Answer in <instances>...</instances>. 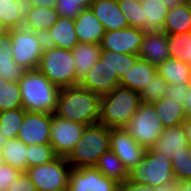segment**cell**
<instances>
[{"label":"cell","instance_id":"9c48e42d","mask_svg":"<svg viewBox=\"0 0 191 191\" xmlns=\"http://www.w3.org/2000/svg\"><path fill=\"white\" fill-rule=\"evenodd\" d=\"M72 166L66 157H57L50 163L26 169L37 191H67Z\"/></svg>","mask_w":191,"mask_h":191},{"label":"cell","instance_id":"7bdbcfd3","mask_svg":"<svg viewBox=\"0 0 191 191\" xmlns=\"http://www.w3.org/2000/svg\"><path fill=\"white\" fill-rule=\"evenodd\" d=\"M6 191H37L36 186L26 172H21Z\"/></svg>","mask_w":191,"mask_h":191},{"label":"cell","instance_id":"52a82bcc","mask_svg":"<svg viewBox=\"0 0 191 191\" xmlns=\"http://www.w3.org/2000/svg\"><path fill=\"white\" fill-rule=\"evenodd\" d=\"M11 37L13 59L25 70L37 69L46 47L44 35L25 27L8 30Z\"/></svg>","mask_w":191,"mask_h":191},{"label":"cell","instance_id":"9a60e30c","mask_svg":"<svg viewBox=\"0 0 191 191\" xmlns=\"http://www.w3.org/2000/svg\"><path fill=\"white\" fill-rule=\"evenodd\" d=\"M79 85L98 96H103L119 87L120 79L113 73L106 60L98 59Z\"/></svg>","mask_w":191,"mask_h":191},{"label":"cell","instance_id":"30bf717a","mask_svg":"<svg viewBox=\"0 0 191 191\" xmlns=\"http://www.w3.org/2000/svg\"><path fill=\"white\" fill-rule=\"evenodd\" d=\"M85 125L51 113L50 144L59 157H66L81 139Z\"/></svg>","mask_w":191,"mask_h":191},{"label":"cell","instance_id":"ab89813d","mask_svg":"<svg viewBox=\"0 0 191 191\" xmlns=\"http://www.w3.org/2000/svg\"><path fill=\"white\" fill-rule=\"evenodd\" d=\"M56 11L60 17L76 19L85 9L79 2L72 0H57Z\"/></svg>","mask_w":191,"mask_h":191},{"label":"cell","instance_id":"5bb4252c","mask_svg":"<svg viewBox=\"0 0 191 191\" xmlns=\"http://www.w3.org/2000/svg\"><path fill=\"white\" fill-rule=\"evenodd\" d=\"M51 113L26 112L17 139L27 146L50 143Z\"/></svg>","mask_w":191,"mask_h":191},{"label":"cell","instance_id":"f546056e","mask_svg":"<svg viewBox=\"0 0 191 191\" xmlns=\"http://www.w3.org/2000/svg\"><path fill=\"white\" fill-rule=\"evenodd\" d=\"M141 5L145 16L144 32H161L168 12L162 0H142Z\"/></svg>","mask_w":191,"mask_h":191},{"label":"cell","instance_id":"44dd1931","mask_svg":"<svg viewBox=\"0 0 191 191\" xmlns=\"http://www.w3.org/2000/svg\"><path fill=\"white\" fill-rule=\"evenodd\" d=\"M156 74V66L144 59L138 58L134 66L128 69L120 78V87L140 93Z\"/></svg>","mask_w":191,"mask_h":191},{"label":"cell","instance_id":"d4e9b609","mask_svg":"<svg viewBox=\"0 0 191 191\" xmlns=\"http://www.w3.org/2000/svg\"><path fill=\"white\" fill-rule=\"evenodd\" d=\"M153 105L158 119L165 128L181 125L186 120L183 105L180 102L164 96Z\"/></svg>","mask_w":191,"mask_h":191},{"label":"cell","instance_id":"ee69618b","mask_svg":"<svg viewBox=\"0 0 191 191\" xmlns=\"http://www.w3.org/2000/svg\"><path fill=\"white\" fill-rule=\"evenodd\" d=\"M118 191H155V188L147 184H138L127 180L119 184Z\"/></svg>","mask_w":191,"mask_h":191},{"label":"cell","instance_id":"603a6c76","mask_svg":"<svg viewBox=\"0 0 191 191\" xmlns=\"http://www.w3.org/2000/svg\"><path fill=\"white\" fill-rule=\"evenodd\" d=\"M76 70V86L100 59L101 47L96 43H78L72 50Z\"/></svg>","mask_w":191,"mask_h":191},{"label":"cell","instance_id":"7dc6e473","mask_svg":"<svg viewBox=\"0 0 191 191\" xmlns=\"http://www.w3.org/2000/svg\"><path fill=\"white\" fill-rule=\"evenodd\" d=\"M183 109L186 119H191V88L188 90Z\"/></svg>","mask_w":191,"mask_h":191},{"label":"cell","instance_id":"681fc988","mask_svg":"<svg viewBox=\"0 0 191 191\" xmlns=\"http://www.w3.org/2000/svg\"><path fill=\"white\" fill-rule=\"evenodd\" d=\"M188 143H191V119H186L183 123Z\"/></svg>","mask_w":191,"mask_h":191},{"label":"cell","instance_id":"2e32d148","mask_svg":"<svg viewBox=\"0 0 191 191\" xmlns=\"http://www.w3.org/2000/svg\"><path fill=\"white\" fill-rule=\"evenodd\" d=\"M138 56L156 67L170 58L167 34L164 31L145 32Z\"/></svg>","mask_w":191,"mask_h":191},{"label":"cell","instance_id":"8fae6325","mask_svg":"<svg viewBox=\"0 0 191 191\" xmlns=\"http://www.w3.org/2000/svg\"><path fill=\"white\" fill-rule=\"evenodd\" d=\"M110 150L130 171L143 159L146 148L140 145L125 128L109 129Z\"/></svg>","mask_w":191,"mask_h":191},{"label":"cell","instance_id":"3957f363","mask_svg":"<svg viewBox=\"0 0 191 191\" xmlns=\"http://www.w3.org/2000/svg\"><path fill=\"white\" fill-rule=\"evenodd\" d=\"M140 95L134 90L116 87L100 96L99 124L109 129L124 128L140 105Z\"/></svg>","mask_w":191,"mask_h":191},{"label":"cell","instance_id":"5b68a950","mask_svg":"<svg viewBox=\"0 0 191 191\" xmlns=\"http://www.w3.org/2000/svg\"><path fill=\"white\" fill-rule=\"evenodd\" d=\"M71 50L46 45L38 69L57 87L76 86V70Z\"/></svg>","mask_w":191,"mask_h":191},{"label":"cell","instance_id":"4316f807","mask_svg":"<svg viewBox=\"0 0 191 191\" xmlns=\"http://www.w3.org/2000/svg\"><path fill=\"white\" fill-rule=\"evenodd\" d=\"M24 0H0V23L8 31L22 27L25 19Z\"/></svg>","mask_w":191,"mask_h":191},{"label":"cell","instance_id":"680465c9","mask_svg":"<svg viewBox=\"0 0 191 191\" xmlns=\"http://www.w3.org/2000/svg\"><path fill=\"white\" fill-rule=\"evenodd\" d=\"M189 84H190V87H191V71H190V82H189Z\"/></svg>","mask_w":191,"mask_h":191},{"label":"cell","instance_id":"816d5d0a","mask_svg":"<svg viewBox=\"0 0 191 191\" xmlns=\"http://www.w3.org/2000/svg\"><path fill=\"white\" fill-rule=\"evenodd\" d=\"M79 2L85 9L89 8L94 0H72Z\"/></svg>","mask_w":191,"mask_h":191},{"label":"cell","instance_id":"4fadbf2b","mask_svg":"<svg viewBox=\"0 0 191 191\" xmlns=\"http://www.w3.org/2000/svg\"><path fill=\"white\" fill-rule=\"evenodd\" d=\"M141 29L127 27L124 29L105 31L100 47L122 54L138 55L144 36Z\"/></svg>","mask_w":191,"mask_h":191},{"label":"cell","instance_id":"7402d4cb","mask_svg":"<svg viewBox=\"0 0 191 191\" xmlns=\"http://www.w3.org/2000/svg\"><path fill=\"white\" fill-rule=\"evenodd\" d=\"M59 14L55 8L49 7H26L23 27L45 35L57 22Z\"/></svg>","mask_w":191,"mask_h":191},{"label":"cell","instance_id":"7a4b0ae2","mask_svg":"<svg viewBox=\"0 0 191 191\" xmlns=\"http://www.w3.org/2000/svg\"><path fill=\"white\" fill-rule=\"evenodd\" d=\"M18 84L22 107L26 112L55 113L60 88L55 86L38 68L25 70Z\"/></svg>","mask_w":191,"mask_h":191},{"label":"cell","instance_id":"60d3db41","mask_svg":"<svg viewBox=\"0 0 191 191\" xmlns=\"http://www.w3.org/2000/svg\"><path fill=\"white\" fill-rule=\"evenodd\" d=\"M20 173V170L13 168L8 164L0 166V191H6L17 179Z\"/></svg>","mask_w":191,"mask_h":191},{"label":"cell","instance_id":"6da1fadb","mask_svg":"<svg viewBox=\"0 0 191 191\" xmlns=\"http://www.w3.org/2000/svg\"><path fill=\"white\" fill-rule=\"evenodd\" d=\"M100 96L80 85L60 88L55 115L88 126L98 123Z\"/></svg>","mask_w":191,"mask_h":191},{"label":"cell","instance_id":"ffe728a7","mask_svg":"<svg viewBox=\"0 0 191 191\" xmlns=\"http://www.w3.org/2000/svg\"><path fill=\"white\" fill-rule=\"evenodd\" d=\"M75 33L80 43L100 44L105 30L92 10L86 8L75 19Z\"/></svg>","mask_w":191,"mask_h":191},{"label":"cell","instance_id":"8d00e7d4","mask_svg":"<svg viewBox=\"0 0 191 191\" xmlns=\"http://www.w3.org/2000/svg\"><path fill=\"white\" fill-rule=\"evenodd\" d=\"M119 7L125 15L129 27L144 31L145 16L141 1L139 0H118Z\"/></svg>","mask_w":191,"mask_h":191},{"label":"cell","instance_id":"277c9868","mask_svg":"<svg viewBox=\"0 0 191 191\" xmlns=\"http://www.w3.org/2000/svg\"><path fill=\"white\" fill-rule=\"evenodd\" d=\"M109 150V128L99 123L88 125L66 160L72 168L94 167L99 157Z\"/></svg>","mask_w":191,"mask_h":191},{"label":"cell","instance_id":"bcb514c9","mask_svg":"<svg viewBox=\"0 0 191 191\" xmlns=\"http://www.w3.org/2000/svg\"><path fill=\"white\" fill-rule=\"evenodd\" d=\"M155 191H178L177 180L166 182L155 188Z\"/></svg>","mask_w":191,"mask_h":191},{"label":"cell","instance_id":"e575fe53","mask_svg":"<svg viewBox=\"0 0 191 191\" xmlns=\"http://www.w3.org/2000/svg\"><path fill=\"white\" fill-rule=\"evenodd\" d=\"M15 108H23L19 84L0 77V112Z\"/></svg>","mask_w":191,"mask_h":191},{"label":"cell","instance_id":"484cf974","mask_svg":"<svg viewBox=\"0 0 191 191\" xmlns=\"http://www.w3.org/2000/svg\"><path fill=\"white\" fill-rule=\"evenodd\" d=\"M94 167L105 177L114 180L118 184L128 180L129 171L111 150L102 154Z\"/></svg>","mask_w":191,"mask_h":191},{"label":"cell","instance_id":"1f68e13d","mask_svg":"<svg viewBox=\"0 0 191 191\" xmlns=\"http://www.w3.org/2000/svg\"><path fill=\"white\" fill-rule=\"evenodd\" d=\"M167 42L170 58L191 62V31L167 34Z\"/></svg>","mask_w":191,"mask_h":191},{"label":"cell","instance_id":"f35d334b","mask_svg":"<svg viewBox=\"0 0 191 191\" xmlns=\"http://www.w3.org/2000/svg\"><path fill=\"white\" fill-rule=\"evenodd\" d=\"M172 171L176 180L191 179V157L188 153L173 154Z\"/></svg>","mask_w":191,"mask_h":191},{"label":"cell","instance_id":"d590c367","mask_svg":"<svg viewBox=\"0 0 191 191\" xmlns=\"http://www.w3.org/2000/svg\"><path fill=\"white\" fill-rule=\"evenodd\" d=\"M26 156L27 168L50 163L58 157L50 143L27 146Z\"/></svg>","mask_w":191,"mask_h":191},{"label":"cell","instance_id":"4dcf8cb0","mask_svg":"<svg viewBox=\"0 0 191 191\" xmlns=\"http://www.w3.org/2000/svg\"><path fill=\"white\" fill-rule=\"evenodd\" d=\"M27 145L19 139H10L1 148L5 164L25 172L27 169Z\"/></svg>","mask_w":191,"mask_h":191},{"label":"cell","instance_id":"83f0119b","mask_svg":"<svg viewBox=\"0 0 191 191\" xmlns=\"http://www.w3.org/2000/svg\"><path fill=\"white\" fill-rule=\"evenodd\" d=\"M191 67L188 63L168 58L157 67V73L170 84H189Z\"/></svg>","mask_w":191,"mask_h":191},{"label":"cell","instance_id":"11a10c76","mask_svg":"<svg viewBox=\"0 0 191 191\" xmlns=\"http://www.w3.org/2000/svg\"><path fill=\"white\" fill-rule=\"evenodd\" d=\"M4 164H5V161H4V158H3V154L0 151V166H2Z\"/></svg>","mask_w":191,"mask_h":191},{"label":"cell","instance_id":"9f6ffc18","mask_svg":"<svg viewBox=\"0 0 191 191\" xmlns=\"http://www.w3.org/2000/svg\"><path fill=\"white\" fill-rule=\"evenodd\" d=\"M185 3L187 4L189 12L191 13V0H185Z\"/></svg>","mask_w":191,"mask_h":191},{"label":"cell","instance_id":"b9f144b4","mask_svg":"<svg viewBox=\"0 0 191 191\" xmlns=\"http://www.w3.org/2000/svg\"><path fill=\"white\" fill-rule=\"evenodd\" d=\"M190 88V84H170L164 96L180 102L184 106Z\"/></svg>","mask_w":191,"mask_h":191},{"label":"cell","instance_id":"ac0fdd59","mask_svg":"<svg viewBox=\"0 0 191 191\" xmlns=\"http://www.w3.org/2000/svg\"><path fill=\"white\" fill-rule=\"evenodd\" d=\"M151 148L169 159L173 154L188 153V139L183 124L165 128Z\"/></svg>","mask_w":191,"mask_h":191},{"label":"cell","instance_id":"f907efd6","mask_svg":"<svg viewBox=\"0 0 191 191\" xmlns=\"http://www.w3.org/2000/svg\"><path fill=\"white\" fill-rule=\"evenodd\" d=\"M162 1L168 9H172L185 2V0H162Z\"/></svg>","mask_w":191,"mask_h":191},{"label":"cell","instance_id":"f1b7e54d","mask_svg":"<svg viewBox=\"0 0 191 191\" xmlns=\"http://www.w3.org/2000/svg\"><path fill=\"white\" fill-rule=\"evenodd\" d=\"M162 31L166 34H176L191 31V13L187 4L168 9Z\"/></svg>","mask_w":191,"mask_h":191},{"label":"cell","instance_id":"f5cc1de1","mask_svg":"<svg viewBox=\"0 0 191 191\" xmlns=\"http://www.w3.org/2000/svg\"><path fill=\"white\" fill-rule=\"evenodd\" d=\"M7 141H8V138H6L5 135L0 132V151L2 146H4Z\"/></svg>","mask_w":191,"mask_h":191},{"label":"cell","instance_id":"74e56055","mask_svg":"<svg viewBox=\"0 0 191 191\" xmlns=\"http://www.w3.org/2000/svg\"><path fill=\"white\" fill-rule=\"evenodd\" d=\"M168 90V83L158 73L151 79L150 83L145 85L139 93L140 101L154 103L164 97Z\"/></svg>","mask_w":191,"mask_h":191},{"label":"cell","instance_id":"ba28073f","mask_svg":"<svg viewBox=\"0 0 191 191\" xmlns=\"http://www.w3.org/2000/svg\"><path fill=\"white\" fill-rule=\"evenodd\" d=\"M124 128L146 149L155 144L165 129L153 103L146 102H140L138 110Z\"/></svg>","mask_w":191,"mask_h":191},{"label":"cell","instance_id":"c3c4849f","mask_svg":"<svg viewBox=\"0 0 191 191\" xmlns=\"http://www.w3.org/2000/svg\"><path fill=\"white\" fill-rule=\"evenodd\" d=\"M178 191H191V179L177 180Z\"/></svg>","mask_w":191,"mask_h":191},{"label":"cell","instance_id":"8992f818","mask_svg":"<svg viewBox=\"0 0 191 191\" xmlns=\"http://www.w3.org/2000/svg\"><path fill=\"white\" fill-rule=\"evenodd\" d=\"M175 179L171 159L147 148L143 159L128 172V180L154 188Z\"/></svg>","mask_w":191,"mask_h":191},{"label":"cell","instance_id":"7c38bea8","mask_svg":"<svg viewBox=\"0 0 191 191\" xmlns=\"http://www.w3.org/2000/svg\"><path fill=\"white\" fill-rule=\"evenodd\" d=\"M119 184L95 167L72 168L67 191H118Z\"/></svg>","mask_w":191,"mask_h":191},{"label":"cell","instance_id":"6f0895ef","mask_svg":"<svg viewBox=\"0 0 191 191\" xmlns=\"http://www.w3.org/2000/svg\"><path fill=\"white\" fill-rule=\"evenodd\" d=\"M188 156L191 157V143H188Z\"/></svg>","mask_w":191,"mask_h":191},{"label":"cell","instance_id":"f6af8a7d","mask_svg":"<svg viewBox=\"0 0 191 191\" xmlns=\"http://www.w3.org/2000/svg\"><path fill=\"white\" fill-rule=\"evenodd\" d=\"M26 7L55 8L57 0H24Z\"/></svg>","mask_w":191,"mask_h":191},{"label":"cell","instance_id":"e0dca14e","mask_svg":"<svg viewBox=\"0 0 191 191\" xmlns=\"http://www.w3.org/2000/svg\"><path fill=\"white\" fill-rule=\"evenodd\" d=\"M89 8L101 21L105 31L129 27L118 0H94Z\"/></svg>","mask_w":191,"mask_h":191},{"label":"cell","instance_id":"cb8c5ba5","mask_svg":"<svg viewBox=\"0 0 191 191\" xmlns=\"http://www.w3.org/2000/svg\"><path fill=\"white\" fill-rule=\"evenodd\" d=\"M24 72L25 69L13 59L11 37L7 31L0 36V77L8 82H18Z\"/></svg>","mask_w":191,"mask_h":191},{"label":"cell","instance_id":"d6a6232c","mask_svg":"<svg viewBox=\"0 0 191 191\" xmlns=\"http://www.w3.org/2000/svg\"><path fill=\"white\" fill-rule=\"evenodd\" d=\"M138 55L122 54L112 50L101 49L100 59L106 60V63L120 79L128 69L134 66Z\"/></svg>","mask_w":191,"mask_h":191},{"label":"cell","instance_id":"836d02e7","mask_svg":"<svg viewBox=\"0 0 191 191\" xmlns=\"http://www.w3.org/2000/svg\"><path fill=\"white\" fill-rule=\"evenodd\" d=\"M26 111L23 108H15L0 112V132L8 140L16 139L23 123Z\"/></svg>","mask_w":191,"mask_h":191},{"label":"cell","instance_id":"db71d44e","mask_svg":"<svg viewBox=\"0 0 191 191\" xmlns=\"http://www.w3.org/2000/svg\"><path fill=\"white\" fill-rule=\"evenodd\" d=\"M7 30L0 23V36H2Z\"/></svg>","mask_w":191,"mask_h":191},{"label":"cell","instance_id":"d6986e66","mask_svg":"<svg viewBox=\"0 0 191 191\" xmlns=\"http://www.w3.org/2000/svg\"><path fill=\"white\" fill-rule=\"evenodd\" d=\"M44 39L46 45L72 50L79 43L75 33V20L59 17L44 35Z\"/></svg>","mask_w":191,"mask_h":191}]
</instances>
